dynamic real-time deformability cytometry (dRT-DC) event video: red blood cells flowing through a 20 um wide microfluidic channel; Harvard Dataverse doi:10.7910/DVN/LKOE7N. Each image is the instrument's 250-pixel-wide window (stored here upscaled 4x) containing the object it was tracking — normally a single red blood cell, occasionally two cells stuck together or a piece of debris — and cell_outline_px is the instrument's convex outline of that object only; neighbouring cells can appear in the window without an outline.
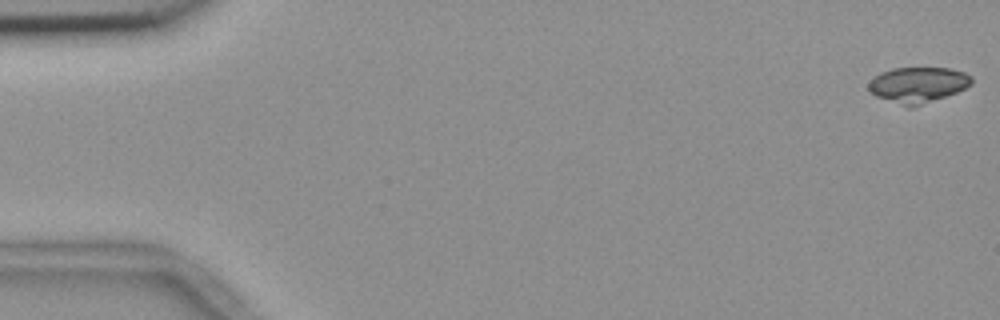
{"species": "common noctule bat (a hibernating species)", "species_latin": "Nyctalus noctula", "temperature_condition": "room temperature", "stored_images_in_passage": 8, "camera_frame_rate_fps": 3000, "um_per_image_px": 0.085, "animal": {"sex": "female", "body_mass_g": 18.4}, "frame": {"image": 1, "passage_image": 1, "time_ms": 0.0, "image_size_px": [1000, 320], "cell_outline_px": [[972, 84], [956, 92], [912, 108], [908, 108], [876, 96], [868, 88], [868, 84], [880, 72], [892, 68], [948, 68], [964, 72], [972, 76]], "centroid_in_image_um": [78.02, 7.21], "position_along_channel_um": 7.0, "area_um2": 21.27}}